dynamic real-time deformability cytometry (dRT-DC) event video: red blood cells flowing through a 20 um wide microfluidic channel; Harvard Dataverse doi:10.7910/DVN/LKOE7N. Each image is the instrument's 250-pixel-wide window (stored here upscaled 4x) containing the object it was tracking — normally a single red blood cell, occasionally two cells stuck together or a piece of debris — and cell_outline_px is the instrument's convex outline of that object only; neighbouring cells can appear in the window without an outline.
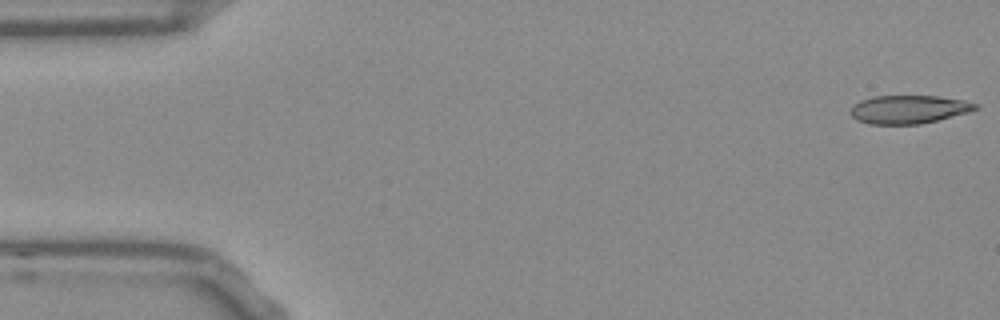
{"species": "Egyptian fruit bat (a non-hibernating species)", "species_latin": "Rousettus aegyptiacus", "temperature_condition": "room temperature", "stored_images_in_passage": 3, "camera_frame_rate_fps": 3000, "um_per_image_px": 0.085, "frame": {"image": 1, "passage_image": 1, "time_ms": 0.0, "image_size_px": [1000, 320], "cell_outline_px": [[980, 108], [968, 112], [920, 124], [868, 124], [856, 120], [848, 112], [852, 104], [860, 100], [872, 96], [936, 96], [964, 100], [976, 104]], "centroid_in_image_um": [77.17, 9.29], "position_along_channel_um": 7.8, "area_um2": 20.69}}